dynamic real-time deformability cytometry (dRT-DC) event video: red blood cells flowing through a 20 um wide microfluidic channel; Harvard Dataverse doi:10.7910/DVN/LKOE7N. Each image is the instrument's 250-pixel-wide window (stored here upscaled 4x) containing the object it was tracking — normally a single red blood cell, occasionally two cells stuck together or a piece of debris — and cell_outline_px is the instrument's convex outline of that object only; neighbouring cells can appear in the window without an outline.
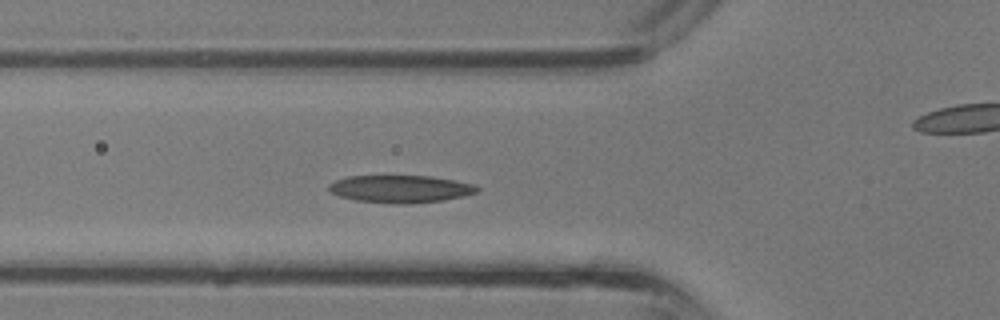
{"species": "common noctule bat (a hibernating species)", "species_latin": "Nyctalus noctula", "temperature_condition": "room temperature", "stored_images_in_passage": 28, "camera_frame_rate_fps": 3000, "um_per_image_px": 0.085, "animal": {"sex": "male", "body_mass_g": 13.3}, "frame": {"image": 1, "passage_image": 8, "time_ms": 2.333, "image_size_px": [1000, 320], "cell_outline_px": [[480, 192], [464, 196], [444, 200], [408, 204], [396, 204], [356, 200], [340, 196], [328, 192], [328, 184], [336, 180], [348, 176], [432, 176], [456, 180], [476, 184], [480, 188]], "centroid_in_image_um": [34.08, 16.06], "position_along_channel_um": 91.7, "area_um2": 24.04}}
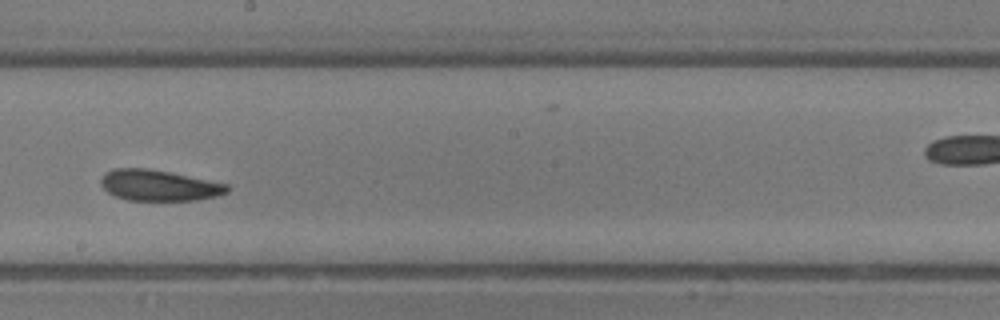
{"frame": {"image": 2, "passage_image": 16, "time_ms": 5.0, "image_size_px": [1000, 320], "cell_outline_px": [[232, 188], [228, 192], [220, 196], [196, 200], [128, 200], [116, 196], [108, 192], [100, 184], [100, 180], [104, 172], [112, 168], [148, 168], [228, 184]], "centroid_in_image_um": [13.52, 15.75], "position_along_channel_um": 234.7, "area_um2": 22.83}}
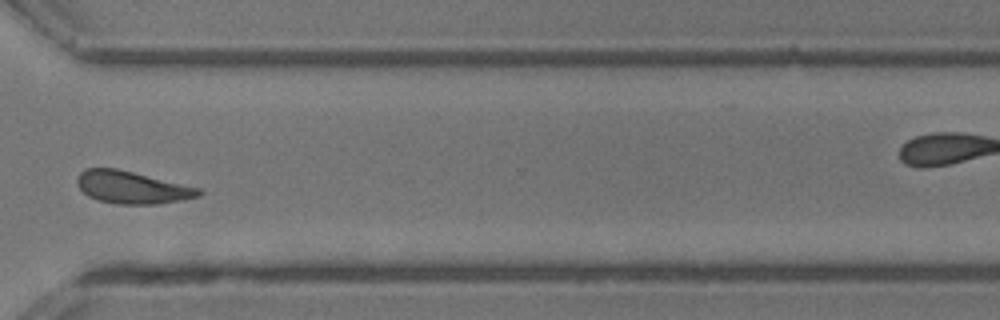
{"frame": {"image": 3, "passage_image": 23, "time_ms": 7.333, "image_size_px": [1000, 320], "cell_outline_px": [[204, 192], [200, 196], [180, 200], [156, 204], [116, 204], [100, 200], [88, 196], [76, 184], [76, 176], [84, 168], [116, 168], [200, 188]], "centroid_in_image_um": [11.2, 15.92], "position_along_channel_um": 359.4, "area_um2": 22.89}}